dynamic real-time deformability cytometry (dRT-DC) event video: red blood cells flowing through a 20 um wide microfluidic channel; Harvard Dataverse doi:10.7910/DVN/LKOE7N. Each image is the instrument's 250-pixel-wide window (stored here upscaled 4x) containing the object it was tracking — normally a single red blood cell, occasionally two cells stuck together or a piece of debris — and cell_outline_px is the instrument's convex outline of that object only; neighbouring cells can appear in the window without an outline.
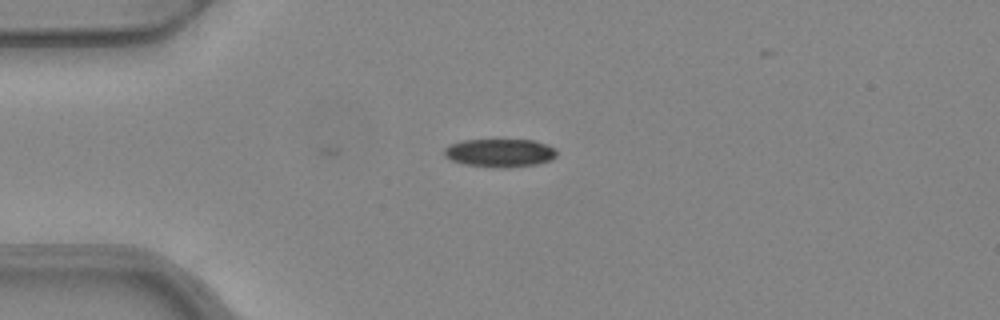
{"species": "common noctule bat (a hibernating species)", "species_latin": "Nyctalus noctula", "temperature_condition": "warm", "stored_images_in_passage": 4, "camera_frame_rate_fps": 3000, "um_per_image_px": 0.085, "animal": {"sex": "female", "body_mass_g": 24.6, "forearm_length_mm": 56.2}, "frame": {"image": 1, "passage_image": 1, "time_ms": 0.0, "image_size_px": [1000, 320], "cell_outline_px": [[556, 156], [552, 160], [536, 164], [508, 168], [500, 168], [464, 164], [452, 160], [444, 156], [444, 148], [448, 144], [460, 140], [532, 140], [548, 144], [556, 148]], "centroid_in_image_um": [42.49, 12.99], "position_along_channel_um": 42.5, "area_um2": 18.73}}